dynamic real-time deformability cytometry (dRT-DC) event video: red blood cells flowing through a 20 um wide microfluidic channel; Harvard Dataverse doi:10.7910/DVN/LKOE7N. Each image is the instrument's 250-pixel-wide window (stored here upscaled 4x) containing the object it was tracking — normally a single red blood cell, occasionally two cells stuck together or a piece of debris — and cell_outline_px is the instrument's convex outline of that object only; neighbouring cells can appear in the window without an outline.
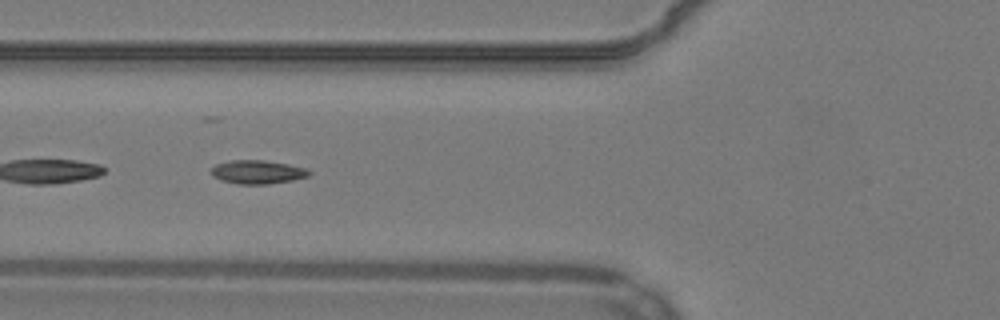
{"species": "common noctule bat (a hibernating species)", "species_latin": "Nyctalus noctula", "temperature_condition": "warm", "stored_images_in_passage": 28, "segment_of_instrument_passage": [2, 2], "camera_frame_rate_fps": 3000, "um_per_image_px": 0.085, "animal": {"sex": "male", "body_mass_g": 19.2, "forearm_length_mm": 51.8}, "frame": {"image": 1, "passage_image": 22, "time_ms": 7.0, "image_size_px": [1000, 320], "cell_outline_px": [[312, 172], [308, 176], [292, 180], [268, 184], [240, 184], [220, 180], [212, 176], [212, 168], [216, 164], [232, 160], [264, 160], [288, 164], [308, 168]], "centroid_in_image_um": [21.91, 14.62], "position_along_channel_um": 103.9, "area_um2": 13.47}}